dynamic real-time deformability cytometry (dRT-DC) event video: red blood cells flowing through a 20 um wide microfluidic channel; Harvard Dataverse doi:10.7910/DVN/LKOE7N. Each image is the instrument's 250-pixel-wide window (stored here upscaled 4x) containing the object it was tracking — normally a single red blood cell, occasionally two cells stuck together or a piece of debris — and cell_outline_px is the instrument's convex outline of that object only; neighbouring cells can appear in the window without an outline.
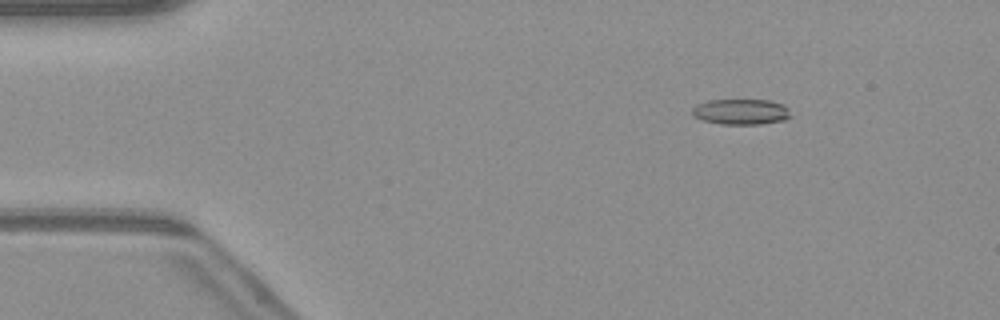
{"species": "common noctule bat (a hibernating species)", "species_latin": "Nyctalus noctula", "temperature_condition": "warm", "stored_images_in_passage": 51, "camera_frame_rate_fps": 3000, "um_per_image_px": 0.085, "animal": {"sex": "male", "body_mass_g": 23.1, "forearm_length_mm": 52.7}, "frame": {"image": 1, "passage_image": 8, "time_ms": 2.333, "image_size_px": [1000, 320], "cell_outline_px": [[792, 116], [784, 120], [760, 124], [720, 124], [704, 120], [692, 116], [692, 108], [696, 104], [708, 100], [772, 100], [784, 104], [788, 108]], "centroid_in_image_um": [63.0, 9.49], "position_along_channel_um": 22.0, "area_um2": 14.85}}
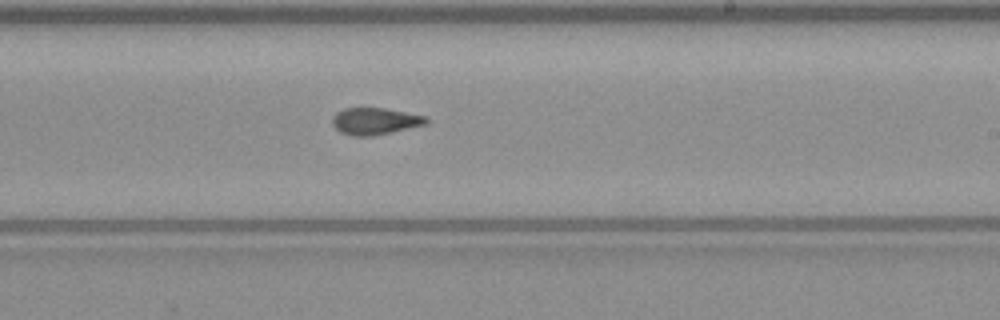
{"frame": {"image": 2, "passage_image": 31, "time_ms": 10.0, "image_size_px": [1000, 320], "cell_outline_px": [[428, 124], [372, 136], [352, 136], [340, 132], [332, 124], [332, 116], [336, 112], [344, 108], [384, 108], [424, 116], [428, 120]], "centroid_in_image_um": [31.83, 10.3], "position_along_channel_um": 257.2, "area_um2": 14.62}}
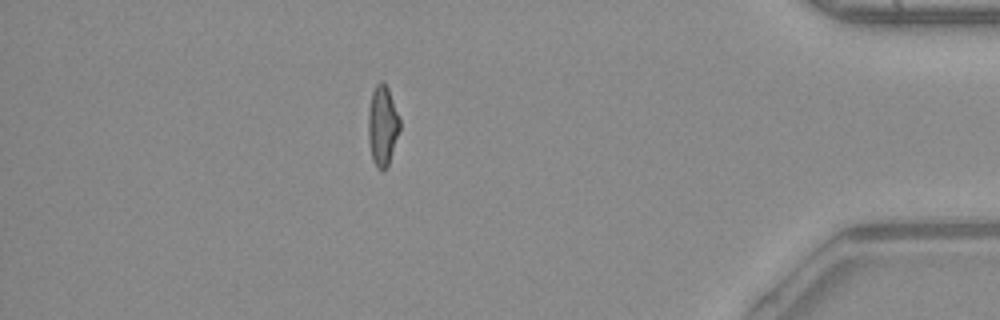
{"frame": {"image": 3, "passage_image": 45, "time_ms": 14.667, "image_size_px": [1000, 320], "cell_outline_px": [[400, 128], [388, 164], [380, 172], [376, 168], [372, 160], [368, 140], [368, 112], [372, 92], [376, 84], [380, 80], [384, 80], [388, 88], [400, 120]], "centroid_in_image_um": [32.49, 10.67], "position_along_channel_um": 402.7, "area_um2": 14.74}, "authors_computed_cell_mechanics": {"area_um2": 14.8546, "velocity_mm_per_s": 4.1265, "shape_relaxation_time_tau1_ms": null, "shape_relaxation_time_tau2_ms": 2.4025, "deformation_change_tau1": null, "deformation_change_tau2": 0.094}}